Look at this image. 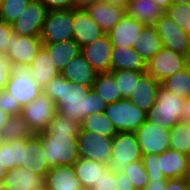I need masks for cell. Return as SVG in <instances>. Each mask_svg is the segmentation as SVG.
<instances>
[{"mask_svg": "<svg viewBox=\"0 0 190 190\" xmlns=\"http://www.w3.org/2000/svg\"><path fill=\"white\" fill-rule=\"evenodd\" d=\"M161 180L149 181L143 190H160Z\"/></svg>", "mask_w": 190, "mask_h": 190, "instance_id": "51", "label": "cell"}, {"mask_svg": "<svg viewBox=\"0 0 190 190\" xmlns=\"http://www.w3.org/2000/svg\"><path fill=\"white\" fill-rule=\"evenodd\" d=\"M116 184L117 174L110 171L107 175H103L93 190H117Z\"/></svg>", "mask_w": 190, "mask_h": 190, "instance_id": "45", "label": "cell"}, {"mask_svg": "<svg viewBox=\"0 0 190 190\" xmlns=\"http://www.w3.org/2000/svg\"><path fill=\"white\" fill-rule=\"evenodd\" d=\"M95 1H99V0H75V6L84 8L86 5L93 3Z\"/></svg>", "mask_w": 190, "mask_h": 190, "instance_id": "55", "label": "cell"}, {"mask_svg": "<svg viewBox=\"0 0 190 190\" xmlns=\"http://www.w3.org/2000/svg\"><path fill=\"white\" fill-rule=\"evenodd\" d=\"M73 36V9L49 11L40 34L42 43L72 40Z\"/></svg>", "mask_w": 190, "mask_h": 190, "instance_id": "7", "label": "cell"}, {"mask_svg": "<svg viewBox=\"0 0 190 190\" xmlns=\"http://www.w3.org/2000/svg\"><path fill=\"white\" fill-rule=\"evenodd\" d=\"M142 162L147 171L150 181L168 180L164 175H158L157 159L158 154H142Z\"/></svg>", "mask_w": 190, "mask_h": 190, "instance_id": "41", "label": "cell"}, {"mask_svg": "<svg viewBox=\"0 0 190 190\" xmlns=\"http://www.w3.org/2000/svg\"><path fill=\"white\" fill-rule=\"evenodd\" d=\"M123 174L128 176L136 190H143L150 181L142 160L129 163L128 168L123 171Z\"/></svg>", "mask_w": 190, "mask_h": 190, "instance_id": "40", "label": "cell"}, {"mask_svg": "<svg viewBox=\"0 0 190 190\" xmlns=\"http://www.w3.org/2000/svg\"><path fill=\"white\" fill-rule=\"evenodd\" d=\"M117 190H136L128 176L123 173H117Z\"/></svg>", "mask_w": 190, "mask_h": 190, "instance_id": "48", "label": "cell"}, {"mask_svg": "<svg viewBox=\"0 0 190 190\" xmlns=\"http://www.w3.org/2000/svg\"><path fill=\"white\" fill-rule=\"evenodd\" d=\"M43 183L48 190H84L73 165L51 167L45 174Z\"/></svg>", "mask_w": 190, "mask_h": 190, "instance_id": "21", "label": "cell"}, {"mask_svg": "<svg viewBox=\"0 0 190 190\" xmlns=\"http://www.w3.org/2000/svg\"><path fill=\"white\" fill-rule=\"evenodd\" d=\"M155 1L164 11L172 4V0H153Z\"/></svg>", "mask_w": 190, "mask_h": 190, "instance_id": "54", "label": "cell"}, {"mask_svg": "<svg viewBox=\"0 0 190 190\" xmlns=\"http://www.w3.org/2000/svg\"><path fill=\"white\" fill-rule=\"evenodd\" d=\"M21 106L19 102H15L12 95L3 90L0 91V109L9 115H19L21 113Z\"/></svg>", "mask_w": 190, "mask_h": 190, "instance_id": "42", "label": "cell"}, {"mask_svg": "<svg viewBox=\"0 0 190 190\" xmlns=\"http://www.w3.org/2000/svg\"><path fill=\"white\" fill-rule=\"evenodd\" d=\"M73 30V39L81 48L105 34L83 7L73 8Z\"/></svg>", "mask_w": 190, "mask_h": 190, "instance_id": "16", "label": "cell"}, {"mask_svg": "<svg viewBox=\"0 0 190 190\" xmlns=\"http://www.w3.org/2000/svg\"><path fill=\"white\" fill-rule=\"evenodd\" d=\"M24 140L2 141L0 144V163L9 171L22 167Z\"/></svg>", "mask_w": 190, "mask_h": 190, "instance_id": "31", "label": "cell"}, {"mask_svg": "<svg viewBox=\"0 0 190 190\" xmlns=\"http://www.w3.org/2000/svg\"><path fill=\"white\" fill-rule=\"evenodd\" d=\"M183 121L190 124V96L184 101Z\"/></svg>", "mask_w": 190, "mask_h": 190, "instance_id": "49", "label": "cell"}, {"mask_svg": "<svg viewBox=\"0 0 190 190\" xmlns=\"http://www.w3.org/2000/svg\"><path fill=\"white\" fill-rule=\"evenodd\" d=\"M31 0H1L0 17L1 20L12 24L26 9Z\"/></svg>", "mask_w": 190, "mask_h": 190, "instance_id": "38", "label": "cell"}, {"mask_svg": "<svg viewBox=\"0 0 190 190\" xmlns=\"http://www.w3.org/2000/svg\"><path fill=\"white\" fill-rule=\"evenodd\" d=\"M8 170L0 163V190H5L3 187V179L7 175Z\"/></svg>", "mask_w": 190, "mask_h": 190, "instance_id": "52", "label": "cell"}, {"mask_svg": "<svg viewBox=\"0 0 190 190\" xmlns=\"http://www.w3.org/2000/svg\"><path fill=\"white\" fill-rule=\"evenodd\" d=\"M34 133L27 122L19 115H10L1 130L4 141L29 139Z\"/></svg>", "mask_w": 190, "mask_h": 190, "instance_id": "33", "label": "cell"}, {"mask_svg": "<svg viewBox=\"0 0 190 190\" xmlns=\"http://www.w3.org/2000/svg\"><path fill=\"white\" fill-rule=\"evenodd\" d=\"M112 43L108 33L81 48V55L97 73L110 72Z\"/></svg>", "mask_w": 190, "mask_h": 190, "instance_id": "15", "label": "cell"}, {"mask_svg": "<svg viewBox=\"0 0 190 190\" xmlns=\"http://www.w3.org/2000/svg\"><path fill=\"white\" fill-rule=\"evenodd\" d=\"M113 74L122 98H128L138 80L146 73L130 70H110Z\"/></svg>", "mask_w": 190, "mask_h": 190, "instance_id": "37", "label": "cell"}, {"mask_svg": "<svg viewBox=\"0 0 190 190\" xmlns=\"http://www.w3.org/2000/svg\"><path fill=\"white\" fill-rule=\"evenodd\" d=\"M103 2L108 3L109 5H115L123 8H127L130 0H101Z\"/></svg>", "mask_w": 190, "mask_h": 190, "instance_id": "50", "label": "cell"}, {"mask_svg": "<svg viewBox=\"0 0 190 190\" xmlns=\"http://www.w3.org/2000/svg\"><path fill=\"white\" fill-rule=\"evenodd\" d=\"M56 113L55 102L42 92L31 103L21 108L20 115L31 131L39 134L47 129Z\"/></svg>", "mask_w": 190, "mask_h": 190, "instance_id": "8", "label": "cell"}, {"mask_svg": "<svg viewBox=\"0 0 190 190\" xmlns=\"http://www.w3.org/2000/svg\"><path fill=\"white\" fill-rule=\"evenodd\" d=\"M160 190H187L184 177L161 180Z\"/></svg>", "mask_w": 190, "mask_h": 190, "instance_id": "46", "label": "cell"}, {"mask_svg": "<svg viewBox=\"0 0 190 190\" xmlns=\"http://www.w3.org/2000/svg\"><path fill=\"white\" fill-rule=\"evenodd\" d=\"M28 167V170L35 175L44 178L50 167L45 159L42 139L39 134H33L29 139L24 140L23 162L21 168Z\"/></svg>", "mask_w": 190, "mask_h": 190, "instance_id": "17", "label": "cell"}, {"mask_svg": "<svg viewBox=\"0 0 190 190\" xmlns=\"http://www.w3.org/2000/svg\"><path fill=\"white\" fill-rule=\"evenodd\" d=\"M184 99L160 86L155 104L146 113L147 120L156 126L171 129L183 121Z\"/></svg>", "mask_w": 190, "mask_h": 190, "instance_id": "3", "label": "cell"}, {"mask_svg": "<svg viewBox=\"0 0 190 190\" xmlns=\"http://www.w3.org/2000/svg\"><path fill=\"white\" fill-rule=\"evenodd\" d=\"M139 37L132 48L147 63L163 48V43L154 25H145Z\"/></svg>", "mask_w": 190, "mask_h": 190, "instance_id": "28", "label": "cell"}, {"mask_svg": "<svg viewBox=\"0 0 190 190\" xmlns=\"http://www.w3.org/2000/svg\"><path fill=\"white\" fill-rule=\"evenodd\" d=\"M159 88L160 82L145 73L138 80L137 84H135L128 98L132 104L147 113L156 102V95Z\"/></svg>", "mask_w": 190, "mask_h": 190, "instance_id": "23", "label": "cell"}, {"mask_svg": "<svg viewBox=\"0 0 190 190\" xmlns=\"http://www.w3.org/2000/svg\"><path fill=\"white\" fill-rule=\"evenodd\" d=\"M158 175L167 179L181 178L190 169V156L178 151L167 149L158 155Z\"/></svg>", "mask_w": 190, "mask_h": 190, "instance_id": "18", "label": "cell"}, {"mask_svg": "<svg viewBox=\"0 0 190 190\" xmlns=\"http://www.w3.org/2000/svg\"><path fill=\"white\" fill-rule=\"evenodd\" d=\"M164 13L190 36V4H171Z\"/></svg>", "mask_w": 190, "mask_h": 190, "instance_id": "39", "label": "cell"}, {"mask_svg": "<svg viewBox=\"0 0 190 190\" xmlns=\"http://www.w3.org/2000/svg\"><path fill=\"white\" fill-rule=\"evenodd\" d=\"M42 44V47L48 52L52 64L59 72H61L71 60L81 54V46L74 39Z\"/></svg>", "mask_w": 190, "mask_h": 190, "instance_id": "24", "label": "cell"}, {"mask_svg": "<svg viewBox=\"0 0 190 190\" xmlns=\"http://www.w3.org/2000/svg\"><path fill=\"white\" fill-rule=\"evenodd\" d=\"M142 156L135 132H118L113 137L109 169L116 174L123 173L129 163L142 160Z\"/></svg>", "mask_w": 190, "mask_h": 190, "instance_id": "5", "label": "cell"}, {"mask_svg": "<svg viewBox=\"0 0 190 190\" xmlns=\"http://www.w3.org/2000/svg\"><path fill=\"white\" fill-rule=\"evenodd\" d=\"M184 179H185V182H186L187 190H190V169L185 174Z\"/></svg>", "mask_w": 190, "mask_h": 190, "instance_id": "56", "label": "cell"}, {"mask_svg": "<svg viewBox=\"0 0 190 190\" xmlns=\"http://www.w3.org/2000/svg\"><path fill=\"white\" fill-rule=\"evenodd\" d=\"M60 74L72 83H79L81 85L93 86L96 80L97 72L80 54L71 60Z\"/></svg>", "mask_w": 190, "mask_h": 190, "instance_id": "25", "label": "cell"}, {"mask_svg": "<svg viewBox=\"0 0 190 190\" xmlns=\"http://www.w3.org/2000/svg\"><path fill=\"white\" fill-rule=\"evenodd\" d=\"M92 88L108 104L122 99L115 78L111 72L98 73Z\"/></svg>", "mask_w": 190, "mask_h": 190, "instance_id": "32", "label": "cell"}, {"mask_svg": "<svg viewBox=\"0 0 190 190\" xmlns=\"http://www.w3.org/2000/svg\"><path fill=\"white\" fill-rule=\"evenodd\" d=\"M145 24L136 20L127 13L121 20L108 32L113 46L130 48L137 41L139 34Z\"/></svg>", "mask_w": 190, "mask_h": 190, "instance_id": "19", "label": "cell"}, {"mask_svg": "<svg viewBox=\"0 0 190 190\" xmlns=\"http://www.w3.org/2000/svg\"><path fill=\"white\" fill-rule=\"evenodd\" d=\"M4 90L9 92L21 107L28 105L42 93V87L31 76L30 67L22 64H12Z\"/></svg>", "mask_w": 190, "mask_h": 190, "instance_id": "4", "label": "cell"}, {"mask_svg": "<svg viewBox=\"0 0 190 190\" xmlns=\"http://www.w3.org/2000/svg\"><path fill=\"white\" fill-rule=\"evenodd\" d=\"M112 142V137L80 130L77 137L79 156L108 165L111 159Z\"/></svg>", "mask_w": 190, "mask_h": 190, "instance_id": "9", "label": "cell"}, {"mask_svg": "<svg viewBox=\"0 0 190 190\" xmlns=\"http://www.w3.org/2000/svg\"><path fill=\"white\" fill-rule=\"evenodd\" d=\"M190 4V0H172V4Z\"/></svg>", "mask_w": 190, "mask_h": 190, "instance_id": "58", "label": "cell"}, {"mask_svg": "<svg viewBox=\"0 0 190 190\" xmlns=\"http://www.w3.org/2000/svg\"><path fill=\"white\" fill-rule=\"evenodd\" d=\"M80 123L56 113L47 129L39 136L48 166L73 165L80 157L77 137Z\"/></svg>", "mask_w": 190, "mask_h": 190, "instance_id": "2", "label": "cell"}, {"mask_svg": "<svg viewBox=\"0 0 190 190\" xmlns=\"http://www.w3.org/2000/svg\"><path fill=\"white\" fill-rule=\"evenodd\" d=\"M49 11L52 10H68L76 8L75 0H38Z\"/></svg>", "mask_w": 190, "mask_h": 190, "instance_id": "44", "label": "cell"}, {"mask_svg": "<svg viewBox=\"0 0 190 190\" xmlns=\"http://www.w3.org/2000/svg\"><path fill=\"white\" fill-rule=\"evenodd\" d=\"M29 67L31 76L41 87L60 75L59 70L52 64L48 52L43 47L38 51Z\"/></svg>", "mask_w": 190, "mask_h": 190, "instance_id": "29", "label": "cell"}, {"mask_svg": "<svg viewBox=\"0 0 190 190\" xmlns=\"http://www.w3.org/2000/svg\"><path fill=\"white\" fill-rule=\"evenodd\" d=\"M84 8L105 33H108L126 14L125 8L109 5L101 0L90 3Z\"/></svg>", "mask_w": 190, "mask_h": 190, "instance_id": "22", "label": "cell"}, {"mask_svg": "<svg viewBox=\"0 0 190 190\" xmlns=\"http://www.w3.org/2000/svg\"><path fill=\"white\" fill-rule=\"evenodd\" d=\"M187 66L185 55L163 47L146 63V73L161 82Z\"/></svg>", "mask_w": 190, "mask_h": 190, "instance_id": "10", "label": "cell"}, {"mask_svg": "<svg viewBox=\"0 0 190 190\" xmlns=\"http://www.w3.org/2000/svg\"><path fill=\"white\" fill-rule=\"evenodd\" d=\"M2 141H3V139H2V136H1V132H0V144H1Z\"/></svg>", "mask_w": 190, "mask_h": 190, "instance_id": "60", "label": "cell"}, {"mask_svg": "<svg viewBox=\"0 0 190 190\" xmlns=\"http://www.w3.org/2000/svg\"><path fill=\"white\" fill-rule=\"evenodd\" d=\"M80 127V130L93 131L94 133L112 138L118 133L104 112L85 116L84 120L80 123Z\"/></svg>", "mask_w": 190, "mask_h": 190, "instance_id": "35", "label": "cell"}, {"mask_svg": "<svg viewBox=\"0 0 190 190\" xmlns=\"http://www.w3.org/2000/svg\"><path fill=\"white\" fill-rule=\"evenodd\" d=\"M126 13L145 25H153L164 10L153 0H133Z\"/></svg>", "mask_w": 190, "mask_h": 190, "instance_id": "30", "label": "cell"}, {"mask_svg": "<svg viewBox=\"0 0 190 190\" xmlns=\"http://www.w3.org/2000/svg\"><path fill=\"white\" fill-rule=\"evenodd\" d=\"M9 116H10L9 114L0 109V132L4 124L7 122Z\"/></svg>", "mask_w": 190, "mask_h": 190, "instance_id": "53", "label": "cell"}, {"mask_svg": "<svg viewBox=\"0 0 190 190\" xmlns=\"http://www.w3.org/2000/svg\"><path fill=\"white\" fill-rule=\"evenodd\" d=\"M161 37L163 47L186 55L190 36L165 13L153 24Z\"/></svg>", "mask_w": 190, "mask_h": 190, "instance_id": "14", "label": "cell"}, {"mask_svg": "<svg viewBox=\"0 0 190 190\" xmlns=\"http://www.w3.org/2000/svg\"><path fill=\"white\" fill-rule=\"evenodd\" d=\"M169 132V149L190 156V124L180 121Z\"/></svg>", "mask_w": 190, "mask_h": 190, "instance_id": "36", "label": "cell"}, {"mask_svg": "<svg viewBox=\"0 0 190 190\" xmlns=\"http://www.w3.org/2000/svg\"><path fill=\"white\" fill-rule=\"evenodd\" d=\"M104 113L117 132H135L147 120L146 112L132 104L129 98H122L108 104Z\"/></svg>", "mask_w": 190, "mask_h": 190, "instance_id": "6", "label": "cell"}, {"mask_svg": "<svg viewBox=\"0 0 190 190\" xmlns=\"http://www.w3.org/2000/svg\"><path fill=\"white\" fill-rule=\"evenodd\" d=\"M12 31L11 24L0 20V54H5V47Z\"/></svg>", "mask_w": 190, "mask_h": 190, "instance_id": "47", "label": "cell"}, {"mask_svg": "<svg viewBox=\"0 0 190 190\" xmlns=\"http://www.w3.org/2000/svg\"><path fill=\"white\" fill-rule=\"evenodd\" d=\"M42 45L40 36H20L12 31L5 47V54L12 64L29 66Z\"/></svg>", "mask_w": 190, "mask_h": 190, "instance_id": "11", "label": "cell"}, {"mask_svg": "<svg viewBox=\"0 0 190 190\" xmlns=\"http://www.w3.org/2000/svg\"><path fill=\"white\" fill-rule=\"evenodd\" d=\"M43 178L26 168L15 167L7 172L3 179L5 190H31L43 185Z\"/></svg>", "mask_w": 190, "mask_h": 190, "instance_id": "27", "label": "cell"}, {"mask_svg": "<svg viewBox=\"0 0 190 190\" xmlns=\"http://www.w3.org/2000/svg\"><path fill=\"white\" fill-rule=\"evenodd\" d=\"M73 168L84 190L96 188L103 175L110 172L107 164L84 157H79L73 164Z\"/></svg>", "mask_w": 190, "mask_h": 190, "instance_id": "20", "label": "cell"}, {"mask_svg": "<svg viewBox=\"0 0 190 190\" xmlns=\"http://www.w3.org/2000/svg\"><path fill=\"white\" fill-rule=\"evenodd\" d=\"M31 190H48V189L43 184L41 187H38L36 189H31Z\"/></svg>", "mask_w": 190, "mask_h": 190, "instance_id": "59", "label": "cell"}, {"mask_svg": "<svg viewBox=\"0 0 190 190\" xmlns=\"http://www.w3.org/2000/svg\"><path fill=\"white\" fill-rule=\"evenodd\" d=\"M12 69V62L6 54H0V91L5 89Z\"/></svg>", "mask_w": 190, "mask_h": 190, "instance_id": "43", "label": "cell"}, {"mask_svg": "<svg viewBox=\"0 0 190 190\" xmlns=\"http://www.w3.org/2000/svg\"><path fill=\"white\" fill-rule=\"evenodd\" d=\"M185 57H186L187 65L190 66V38H189L188 48H187Z\"/></svg>", "mask_w": 190, "mask_h": 190, "instance_id": "57", "label": "cell"}, {"mask_svg": "<svg viewBox=\"0 0 190 190\" xmlns=\"http://www.w3.org/2000/svg\"><path fill=\"white\" fill-rule=\"evenodd\" d=\"M42 92L55 102L58 114L79 123L85 116L103 113L108 105L92 86L72 83L61 74L42 87Z\"/></svg>", "mask_w": 190, "mask_h": 190, "instance_id": "1", "label": "cell"}, {"mask_svg": "<svg viewBox=\"0 0 190 190\" xmlns=\"http://www.w3.org/2000/svg\"><path fill=\"white\" fill-rule=\"evenodd\" d=\"M160 86L186 100L190 96V66L167 77L160 82Z\"/></svg>", "mask_w": 190, "mask_h": 190, "instance_id": "34", "label": "cell"}, {"mask_svg": "<svg viewBox=\"0 0 190 190\" xmlns=\"http://www.w3.org/2000/svg\"><path fill=\"white\" fill-rule=\"evenodd\" d=\"M111 70L146 72V62L132 47L113 46L111 51Z\"/></svg>", "mask_w": 190, "mask_h": 190, "instance_id": "26", "label": "cell"}, {"mask_svg": "<svg viewBox=\"0 0 190 190\" xmlns=\"http://www.w3.org/2000/svg\"><path fill=\"white\" fill-rule=\"evenodd\" d=\"M49 10L38 0H31L19 18L12 23V30L20 36H40Z\"/></svg>", "mask_w": 190, "mask_h": 190, "instance_id": "13", "label": "cell"}, {"mask_svg": "<svg viewBox=\"0 0 190 190\" xmlns=\"http://www.w3.org/2000/svg\"><path fill=\"white\" fill-rule=\"evenodd\" d=\"M138 144L142 154H160L169 149V129L163 126H156L149 120H146L135 131Z\"/></svg>", "mask_w": 190, "mask_h": 190, "instance_id": "12", "label": "cell"}]
</instances>
